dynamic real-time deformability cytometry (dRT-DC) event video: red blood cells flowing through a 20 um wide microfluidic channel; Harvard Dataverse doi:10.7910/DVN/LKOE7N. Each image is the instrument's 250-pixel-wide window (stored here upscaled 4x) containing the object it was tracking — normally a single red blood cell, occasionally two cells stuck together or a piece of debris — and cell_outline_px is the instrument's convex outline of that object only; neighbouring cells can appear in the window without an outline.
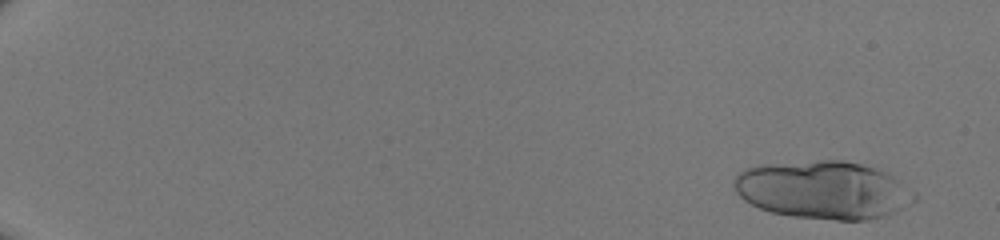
{"species": "human", "species_latin": "Homo sapiens", "temperature_condition": "room temperature", "stored_images_in_passage": 27, "segment_of_instrument_passage": [1, 2], "camera_frame_rate_fps": 3000, "um_per_image_px": 0.085, "donor": {"sex": "male"}, "frame": {"image": 1, "passage_image": 3, "time_ms": 0.667, "image_size_px": [1000, 240], "cell_outline_px": [[916, 200], [884, 216], [868, 220], [836, 220], [792, 216], [772, 212], [760, 208], [744, 200], [736, 192], [732, 184], [732, 180], [744, 168], [760, 164], [820, 160], [844, 160], [860, 164], [888, 172], [916, 192]], "centroid_in_image_um": [69.96, 16.13], "position_along_channel_um": 15.0, "area_um2": 61.15}}
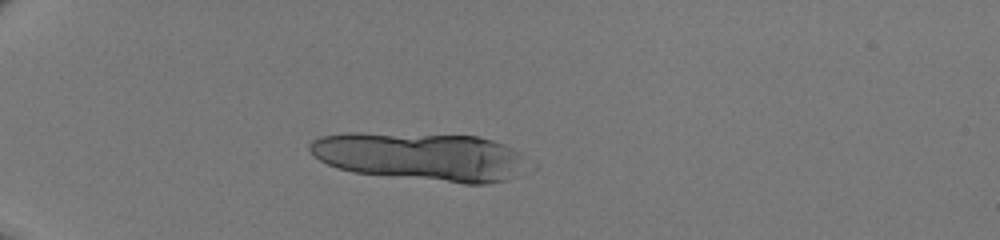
{"frame": {"image": 2, "passage_image": 16, "time_ms": 5.0, "image_size_px": [1000, 240], "cell_outline_px": [[528, 160], [504, 180], [488, 184], [464, 184], [352, 172], [336, 168], [320, 160], [308, 148], [308, 144], [312, 140], [320, 136], [340, 132], [360, 132], [480, 136], [504, 144], [512, 148], [524, 156]], "centroid_in_image_um": [35.67, 13.28], "position_along_channel_um": 49.3, "area_um2": 61.27}}